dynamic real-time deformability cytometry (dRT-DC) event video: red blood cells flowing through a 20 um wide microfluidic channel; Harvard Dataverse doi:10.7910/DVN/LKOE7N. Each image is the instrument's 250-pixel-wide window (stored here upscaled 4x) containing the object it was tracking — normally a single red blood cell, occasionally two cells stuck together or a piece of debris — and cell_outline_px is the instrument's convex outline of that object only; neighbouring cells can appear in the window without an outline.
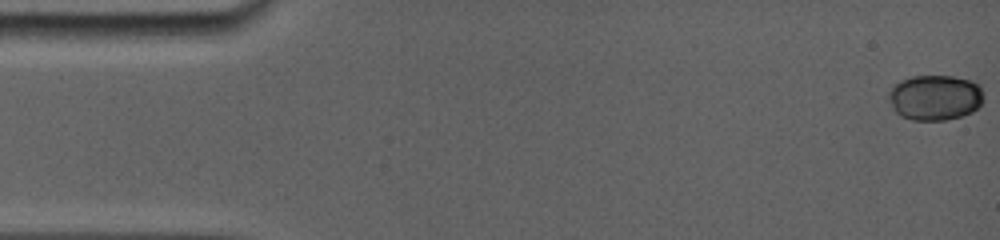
{"species": "common noctule bat (a hibernating species)", "species_latin": "Nyctalus noctula", "temperature_condition": "room temperature", "stored_images_in_passage": 48, "camera_frame_rate_fps": 5000, "um_per_image_px": 0.085, "animal": {"sex": "female", "body_mass_g": 19.0, "forearm_length_mm": 56.7}, "frame": {"image": 1, "passage_image": 1, "time_ms": 0.0, "image_size_px": [1000, 240], "cell_outline_px": [[984, 100], [972, 112], [960, 116], [944, 120], [912, 120], [900, 116], [892, 108], [888, 96], [888, 92], [900, 80], [912, 76], [952, 76], [972, 80], [980, 84], [984, 96]], "centroid_in_image_um": [79.49, 8.28], "position_along_channel_um": 5.5, "area_um2": 25.32}}
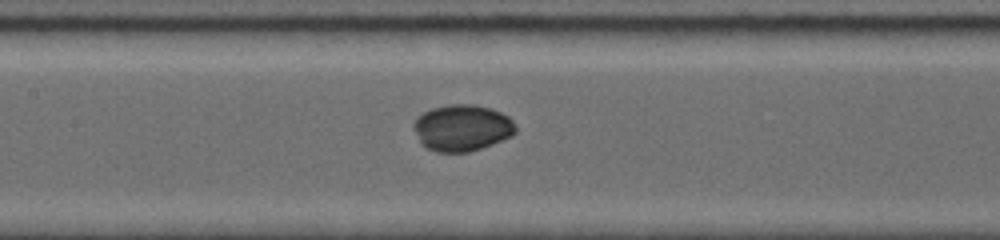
{"frame": {"image": 2, "passage_image": 28, "time_ms": 7.6, "image_size_px": [1000, 240], "cell_outline_px": [[516, 132], [512, 136], [492, 144], [468, 152], [436, 152], [420, 144], [412, 128], [412, 124], [424, 112], [432, 108], [448, 104], [472, 104], [488, 108], [500, 112], [508, 116], [516, 124]], "centroid_in_image_um": [39.26, 10.87], "position_along_channel_um": 168.1, "area_um2": 27.69}}
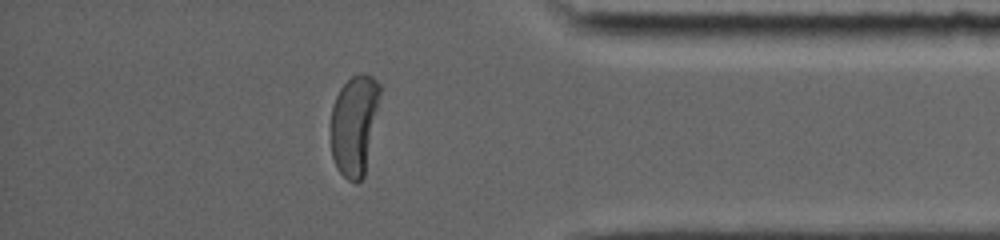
{"frame": {"image": 3, "passage_image": 48, "time_ms": 14.0, "image_size_px": [1000, 240], "cell_outline_px": [[380, 92], [364, 176], [356, 184], [348, 180], [336, 168], [332, 156], [332, 104], [340, 88], [352, 76], [360, 72], [364, 72], [372, 76], [380, 84]], "centroid_in_image_um": [30.1, 10.59], "position_along_channel_um": 405.1, "area_um2": 28.26}, "authors_computed_cell_mechanics": {"area_um2": 27.0504, "velocity_mm_per_s": 3.8678, "shape_relaxation_time_tau1_ms": 3.3602, "shape_relaxation_time_tau2_ms": 3.5533, "deformation_change_tau1": 0.1486, "deformation_change_tau2": 0.0243}}